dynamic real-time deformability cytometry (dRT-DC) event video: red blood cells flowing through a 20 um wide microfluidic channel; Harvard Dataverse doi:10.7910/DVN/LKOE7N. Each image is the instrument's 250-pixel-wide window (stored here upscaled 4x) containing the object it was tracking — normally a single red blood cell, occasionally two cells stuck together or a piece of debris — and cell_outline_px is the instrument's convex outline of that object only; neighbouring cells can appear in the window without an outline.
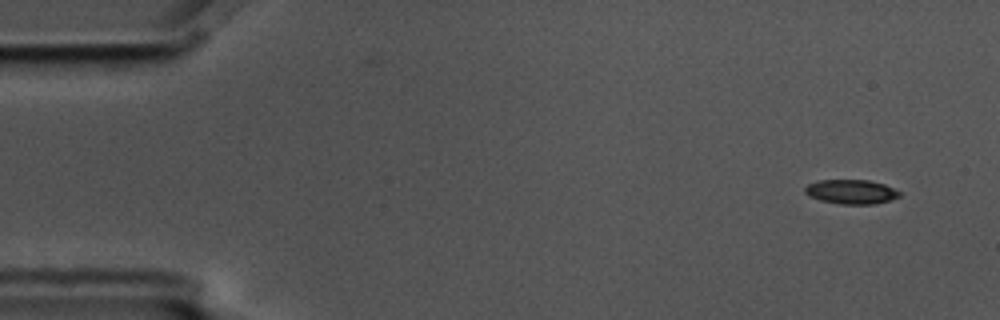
{"species": "common noctule bat (a hibernating species)", "species_latin": "Nyctalus noctula", "temperature_condition": "cold", "stored_images_in_passage": 5, "camera_frame_rate_fps": 3000, "um_per_image_px": 0.085, "animal": {"sex": "male", "body_mass_g": 17.5, "forearm_length_mm": 52.3}, "frame": {"image": 1, "passage_image": 1, "time_ms": 0.0, "image_size_px": [1000, 320], "cell_outline_px": [[900, 196], [876, 204], [840, 204], [820, 200], [808, 196], [804, 192], [804, 188], [808, 184], [816, 180], [868, 180], [884, 184], [900, 192]], "centroid_in_image_um": [72.3, 16.3], "position_along_channel_um": 12.7, "area_um2": 13.41}}